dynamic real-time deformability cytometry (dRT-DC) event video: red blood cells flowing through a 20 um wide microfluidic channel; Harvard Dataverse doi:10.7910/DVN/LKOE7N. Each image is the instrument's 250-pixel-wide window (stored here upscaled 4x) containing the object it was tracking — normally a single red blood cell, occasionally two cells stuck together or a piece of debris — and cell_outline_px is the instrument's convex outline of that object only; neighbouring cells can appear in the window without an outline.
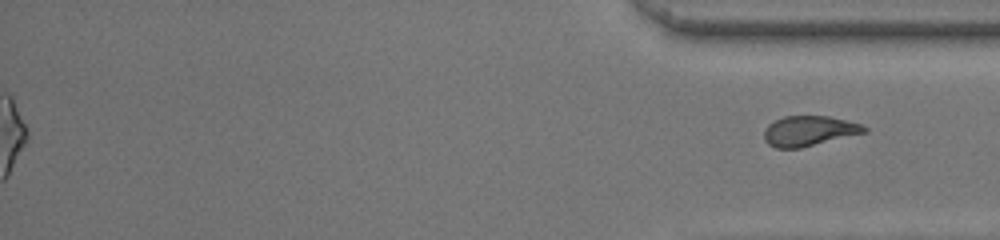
{"species": "common noctule bat (a hibernating species)", "species_latin": "Nyctalus noctula", "temperature_condition": "room temperature", "stored_images_in_passage": 54, "segment_of_instrument_passage": [2, 2], "camera_frame_rate_fps": 3000, "um_per_image_px": 0.085, "animal": {"sex": "male", "body_mass_g": 13.0, "forearm_length_mm": 53.1}, "frame": {"image": 1, "passage_image": 54, "time_ms": 17.667, "image_size_px": [1000, 240], "cell_outline_px": [[868, 132], [800, 148], [776, 148], [768, 144], [764, 140], [764, 132], [768, 124], [784, 116], [828, 116], [848, 120], [860, 124], [868, 128]], "centroid_in_image_um": [68.78, 11.13], "position_along_channel_um": 366.4, "area_um2": 17.63}}